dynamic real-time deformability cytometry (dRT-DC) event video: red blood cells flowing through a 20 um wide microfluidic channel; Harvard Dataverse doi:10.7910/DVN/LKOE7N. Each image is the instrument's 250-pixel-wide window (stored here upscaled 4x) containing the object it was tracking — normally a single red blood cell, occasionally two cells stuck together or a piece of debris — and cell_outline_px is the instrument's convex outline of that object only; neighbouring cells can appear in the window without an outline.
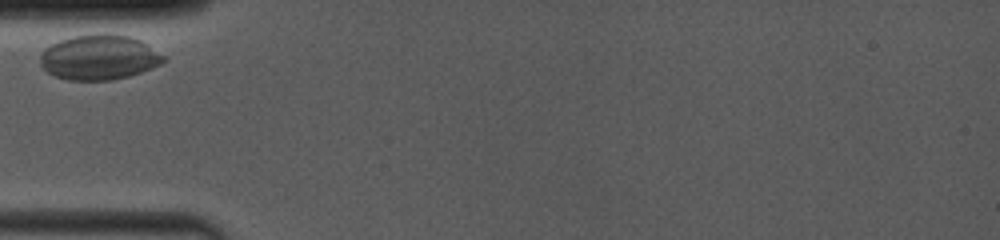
{"species": "common noctule bat (a hibernating species)", "species_latin": "Nyctalus noctula", "temperature_condition": "room temperature", "stored_images_in_passage": 4, "camera_frame_rate_fps": 4000, "um_per_image_px": 0.085, "animal": {"sex": "female", "body_mass_g": 19.0, "forearm_length_mm": 53.3}, "frame": {"image": 1, "passage_image": 1, "time_ms": 0.0, "image_size_px": [1000, 240], "cell_outline_px": [[164, 60], [160, 64], [152, 68], [128, 76], [112, 80], [68, 80], [56, 76], [48, 72], [40, 64], [40, 52], [44, 48], [60, 40], [76, 36], [100, 32], [112, 32], [128, 36], [140, 40], [164, 56]], "centroid_in_image_um": [8.4, 4.85], "position_along_channel_um": 76.6, "area_um2": 32.37}}